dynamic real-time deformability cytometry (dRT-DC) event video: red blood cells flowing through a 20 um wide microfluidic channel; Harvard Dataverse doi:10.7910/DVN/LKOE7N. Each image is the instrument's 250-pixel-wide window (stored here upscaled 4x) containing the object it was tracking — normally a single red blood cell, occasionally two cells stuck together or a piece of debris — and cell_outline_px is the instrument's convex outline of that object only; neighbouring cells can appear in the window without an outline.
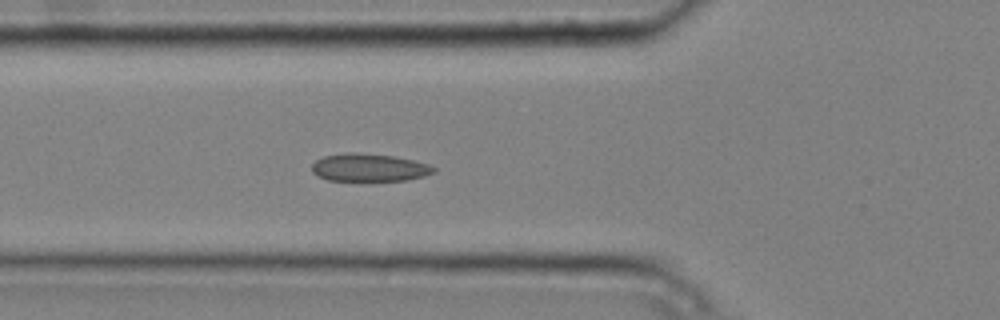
{"species": "common noctule bat (a hibernating species)", "species_latin": "Nyctalus noctula", "temperature_condition": "cold", "stored_images_in_passage": 6, "camera_frame_rate_fps": 3000, "um_per_image_px": 0.085, "animal": {"sex": "male", "body_mass_g": 20.4}, "frame": {"image": 1, "passage_image": 6, "time_ms": 1.667, "image_size_px": [1000, 320], "cell_outline_px": [[436, 172], [424, 176], [408, 180], [328, 180], [312, 172], [312, 164], [316, 160], [324, 156], [352, 152], [392, 156], [412, 160], [428, 164], [436, 168]], "centroid_in_image_um": [31.4, 14.24], "position_along_channel_um": 94.4, "area_um2": 19.42}}